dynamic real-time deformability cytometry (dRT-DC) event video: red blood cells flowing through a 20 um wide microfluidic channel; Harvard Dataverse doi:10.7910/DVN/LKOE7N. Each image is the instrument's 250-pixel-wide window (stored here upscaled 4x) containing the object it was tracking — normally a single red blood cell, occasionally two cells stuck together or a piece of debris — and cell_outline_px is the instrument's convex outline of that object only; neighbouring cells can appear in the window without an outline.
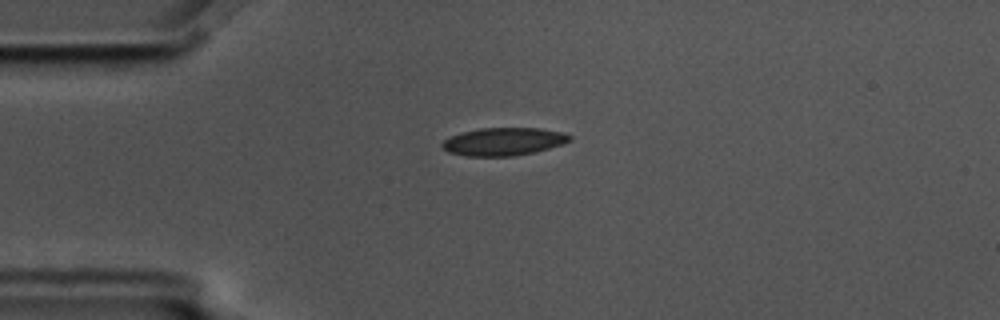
{"species": "common noctule bat (a hibernating species)", "species_latin": "Nyctalus noctula", "temperature_condition": "cold", "stored_images_in_passage": 4, "camera_frame_rate_fps": 3000, "um_per_image_px": 0.085, "animal": {"sex": "male", "body_mass_g": 17.5, "forearm_length_mm": 52.3}, "frame": {"image": 1, "passage_image": 4, "time_ms": 1.0, "image_size_px": [1000, 320], "cell_outline_px": [[572, 140], [564, 144], [536, 152], [512, 156], [468, 156], [448, 152], [440, 144], [444, 140], [460, 132], [480, 128], [540, 128], [564, 132], [572, 136]], "centroid_in_image_um": [42.85, 12.03], "position_along_channel_um": 42.2, "area_um2": 20.87}}